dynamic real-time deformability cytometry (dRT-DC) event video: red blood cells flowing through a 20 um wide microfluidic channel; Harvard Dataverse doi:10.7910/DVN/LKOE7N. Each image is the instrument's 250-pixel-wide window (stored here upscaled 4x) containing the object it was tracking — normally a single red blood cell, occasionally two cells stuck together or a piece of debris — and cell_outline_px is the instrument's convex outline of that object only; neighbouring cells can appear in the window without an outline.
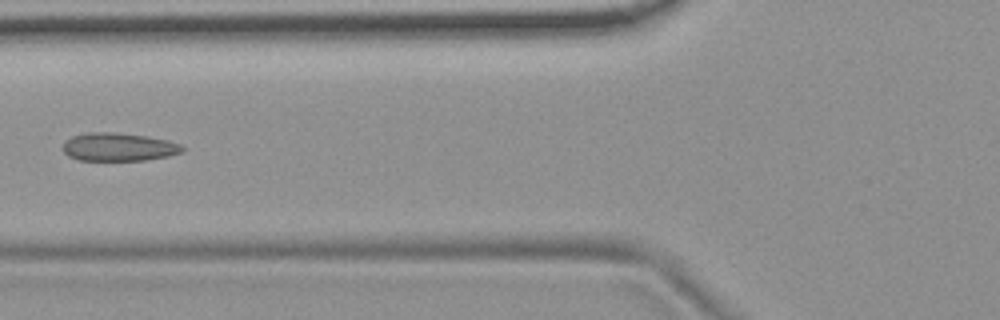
{"species": "common noctule bat (a hibernating species)", "species_latin": "Nyctalus noctula", "temperature_condition": "room temperature", "stored_images_in_passage": 5, "camera_frame_rate_fps": 3000, "um_per_image_px": 0.085, "animal": {"sex": "female", "body_mass_g": 19.9}, "frame": {"image": 1, "passage_image": 5, "time_ms": 4.667, "image_size_px": [1000, 320], "cell_outline_px": [[184, 152], [168, 156], [144, 160], [80, 160], [68, 156], [64, 152], [64, 144], [72, 136], [88, 132], [112, 132], [144, 136], [168, 140], [180, 144], [184, 148]], "centroid_in_image_um": [10.11, 12.49], "position_along_channel_um": 115.7, "area_um2": 19.42}}